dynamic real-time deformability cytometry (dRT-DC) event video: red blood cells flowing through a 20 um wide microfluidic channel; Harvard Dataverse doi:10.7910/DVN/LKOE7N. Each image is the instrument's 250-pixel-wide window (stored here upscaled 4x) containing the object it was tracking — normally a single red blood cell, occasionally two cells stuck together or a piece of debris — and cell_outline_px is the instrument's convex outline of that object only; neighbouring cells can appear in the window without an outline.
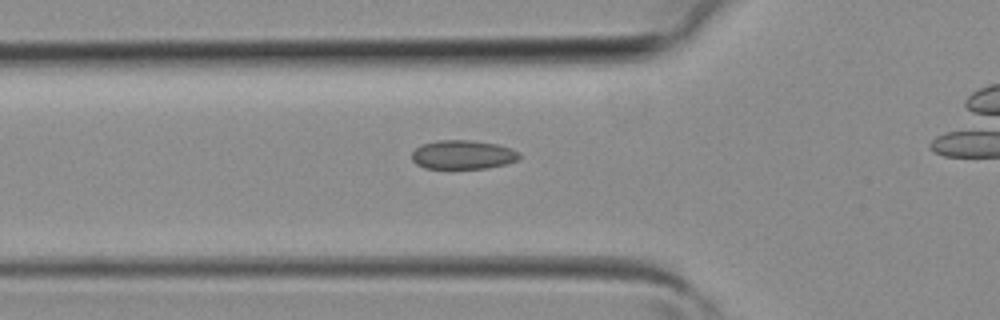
{"species": "common noctule bat (a hibernating species)", "species_latin": "Nyctalus noctula", "temperature_condition": "room temperature", "stored_images_in_passage": 3, "camera_frame_rate_fps": 3000, "um_per_image_px": 0.085, "animal": {"sex": "female", "body_mass_g": 19.3, "forearm_length_mm": 54.1}, "frame": {"image": 1, "passage_image": 2, "time_ms": 0.333, "image_size_px": [1000, 320], "cell_outline_px": [[520, 156], [516, 160], [508, 164], [488, 168], [424, 168], [416, 164], [412, 160], [412, 152], [420, 144], [436, 140], [472, 140], [496, 144], [512, 148], [520, 152]], "centroid_in_image_um": [39.34, 13.14], "position_along_channel_um": 86.5, "area_um2": 18.32}}